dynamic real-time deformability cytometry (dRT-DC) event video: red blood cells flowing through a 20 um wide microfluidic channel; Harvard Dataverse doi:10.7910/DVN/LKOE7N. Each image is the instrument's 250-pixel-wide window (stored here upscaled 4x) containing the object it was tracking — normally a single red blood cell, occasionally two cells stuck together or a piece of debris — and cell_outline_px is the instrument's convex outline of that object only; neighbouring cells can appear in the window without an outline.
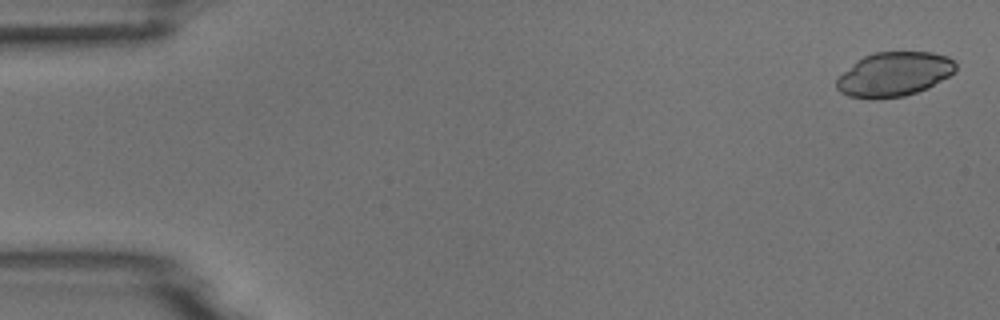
{"species": "common noctule bat (a hibernating species)", "species_latin": "Nyctalus noctula", "temperature_condition": "room temperature", "stored_images_in_passage": 4, "camera_frame_rate_fps": 3000, "um_per_image_px": 0.085, "animal": {"sex": "male", "body_mass_g": 18.8}, "frame": {"image": 1, "passage_image": 1, "time_ms": 0.0, "image_size_px": [1000, 320], "cell_outline_px": [[956, 68], [948, 76], [928, 88], [904, 96], [848, 96], [840, 92], [836, 88], [836, 80], [844, 72], [864, 56], [876, 52], [932, 52], [948, 56], [956, 64]], "centroid_in_image_um": [76.04, 6.27], "position_along_channel_um": 9.0, "area_um2": 29.77}}